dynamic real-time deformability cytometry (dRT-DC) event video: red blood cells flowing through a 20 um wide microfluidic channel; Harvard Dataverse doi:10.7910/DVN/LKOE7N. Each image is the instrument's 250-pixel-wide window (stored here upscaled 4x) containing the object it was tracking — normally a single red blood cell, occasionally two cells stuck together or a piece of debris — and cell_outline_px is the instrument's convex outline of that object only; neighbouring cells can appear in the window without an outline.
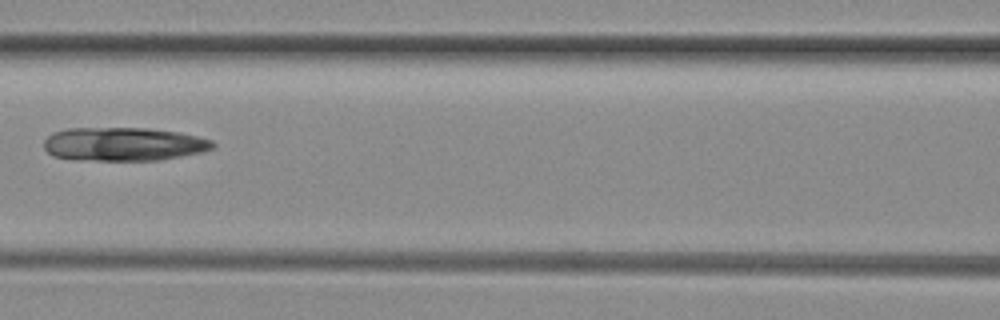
{"species": "common noctule bat (a hibernating species)", "species_latin": "Nyctalus noctula", "temperature_condition": "room temperature", "stored_images_in_passage": 6, "camera_frame_rate_fps": 3000, "um_per_image_px": 0.085, "animal": {"sex": "female", "body_mass_g": 29.2, "forearm_length_mm": 56.3}, "frame": {"image": 1, "passage_image": 6, "time_ms": 1.667, "image_size_px": [1000, 320], "cell_outline_px": [[216, 148], [204, 152], [160, 160], [68, 160], [52, 156], [44, 148], [44, 140], [48, 136], [56, 132], [68, 128], [148, 128], [180, 132], [212, 140], [216, 144]], "centroid_in_image_um": [10.53, 12.26], "position_along_channel_um": 156.1, "area_um2": 33.41}}